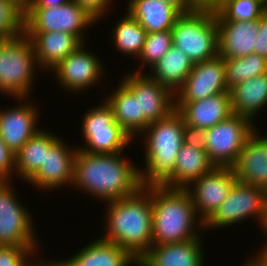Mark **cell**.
<instances>
[{
  "instance_id": "obj_39",
  "label": "cell",
  "mask_w": 267,
  "mask_h": 266,
  "mask_svg": "<svg viewBox=\"0 0 267 266\" xmlns=\"http://www.w3.org/2000/svg\"><path fill=\"white\" fill-rule=\"evenodd\" d=\"M259 32L257 35L254 53L267 58V10L260 16Z\"/></svg>"
},
{
  "instance_id": "obj_17",
  "label": "cell",
  "mask_w": 267,
  "mask_h": 266,
  "mask_svg": "<svg viewBox=\"0 0 267 266\" xmlns=\"http://www.w3.org/2000/svg\"><path fill=\"white\" fill-rule=\"evenodd\" d=\"M32 102L25 101L17 107L0 110V136L6 146L16 153L36 134L38 109Z\"/></svg>"
},
{
  "instance_id": "obj_36",
  "label": "cell",
  "mask_w": 267,
  "mask_h": 266,
  "mask_svg": "<svg viewBox=\"0 0 267 266\" xmlns=\"http://www.w3.org/2000/svg\"><path fill=\"white\" fill-rule=\"evenodd\" d=\"M15 156L0 136V181H10L9 178L12 179L10 176L15 172Z\"/></svg>"
},
{
  "instance_id": "obj_19",
  "label": "cell",
  "mask_w": 267,
  "mask_h": 266,
  "mask_svg": "<svg viewBox=\"0 0 267 266\" xmlns=\"http://www.w3.org/2000/svg\"><path fill=\"white\" fill-rule=\"evenodd\" d=\"M175 109L185 124L203 129H209L234 114L229 91L198 101L175 102Z\"/></svg>"
},
{
  "instance_id": "obj_6",
  "label": "cell",
  "mask_w": 267,
  "mask_h": 266,
  "mask_svg": "<svg viewBox=\"0 0 267 266\" xmlns=\"http://www.w3.org/2000/svg\"><path fill=\"white\" fill-rule=\"evenodd\" d=\"M171 32L173 46L182 50L193 64L218 55V28L214 8H194L181 14Z\"/></svg>"
},
{
  "instance_id": "obj_29",
  "label": "cell",
  "mask_w": 267,
  "mask_h": 266,
  "mask_svg": "<svg viewBox=\"0 0 267 266\" xmlns=\"http://www.w3.org/2000/svg\"><path fill=\"white\" fill-rule=\"evenodd\" d=\"M214 168L205 149L183 143L175 161L174 189H185Z\"/></svg>"
},
{
  "instance_id": "obj_33",
  "label": "cell",
  "mask_w": 267,
  "mask_h": 266,
  "mask_svg": "<svg viewBox=\"0 0 267 266\" xmlns=\"http://www.w3.org/2000/svg\"><path fill=\"white\" fill-rule=\"evenodd\" d=\"M173 45L171 30L147 33L142 51L138 56L141 65L134 73H142L146 63L153 67Z\"/></svg>"
},
{
  "instance_id": "obj_3",
  "label": "cell",
  "mask_w": 267,
  "mask_h": 266,
  "mask_svg": "<svg viewBox=\"0 0 267 266\" xmlns=\"http://www.w3.org/2000/svg\"><path fill=\"white\" fill-rule=\"evenodd\" d=\"M184 125L182 115L175 109L167 117L150 123L141 133L146 144L145 170L139 168L143 188L174 189L175 161L184 143Z\"/></svg>"
},
{
  "instance_id": "obj_9",
  "label": "cell",
  "mask_w": 267,
  "mask_h": 266,
  "mask_svg": "<svg viewBox=\"0 0 267 266\" xmlns=\"http://www.w3.org/2000/svg\"><path fill=\"white\" fill-rule=\"evenodd\" d=\"M94 22L97 21L73 0L62 6L27 8L24 11V33L66 32L82 43H85V29Z\"/></svg>"
},
{
  "instance_id": "obj_12",
  "label": "cell",
  "mask_w": 267,
  "mask_h": 266,
  "mask_svg": "<svg viewBox=\"0 0 267 266\" xmlns=\"http://www.w3.org/2000/svg\"><path fill=\"white\" fill-rule=\"evenodd\" d=\"M122 83L138 99L139 117L147 124L167 117L175 110V95L146 73H127Z\"/></svg>"
},
{
  "instance_id": "obj_14",
  "label": "cell",
  "mask_w": 267,
  "mask_h": 266,
  "mask_svg": "<svg viewBox=\"0 0 267 266\" xmlns=\"http://www.w3.org/2000/svg\"><path fill=\"white\" fill-rule=\"evenodd\" d=\"M229 91L226 85L224 60L219 55L194 63L183 85L176 91L175 102L202 100Z\"/></svg>"
},
{
  "instance_id": "obj_11",
  "label": "cell",
  "mask_w": 267,
  "mask_h": 266,
  "mask_svg": "<svg viewBox=\"0 0 267 266\" xmlns=\"http://www.w3.org/2000/svg\"><path fill=\"white\" fill-rule=\"evenodd\" d=\"M10 181H0V245L38 246L32 218Z\"/></svg>"
},
{
  "instance_id": "obj_32",
  "label": "cell",
  "mask_w": 267,
  "mask_h": 266,
  "mask_svg": "<svg viewBox=\"0 0 267 266\" xmlns=\"http://www.w3.org/2000/svg\"><path fill=\"white\" fill-rule=\"evenodd\" d=\"M223 60L226 73V85L229 89L239 82L267 73V58L255 53L240 58Z\"/></svg>"
},
{
  "instance_id": "obj_47",
  "label": "cell",
  "mask_w": 267,
  "mask_h": 266,
  "mask_svg": "<svg viewBox=\"0 0 267 266\" xmlns=\"http://www.w3.org/2000/svg\"><path fill=\"white\" fill-rule=\"evenodd\" d=\"M41 263H42V264H41ZM39 265H40V266H52V262L49 261V262H45V263H44V262H41V261H40V264H38V266H39Z\"/></svg>"
},
{
  "instance_id": "obj_45",
  "label": "cell",
  "mask_w": 267,
  "mask_h": 266,
  "mask_svg": "<svg viewBox=\"0 0 267 266\" xmlns=\"http://www.w3.org/2000/svg\"><path fill=\"white\" fill-rule=\"evenodd\" d=\"M261 227L264 230V234H266V237H267V211H266L265 218L262 222ZM265 246H267V245L265 244Z\"/></svg>"
},
{
  "instance_id": "obj_25",
  "label": "cell",
  "mask_w": 267,
  "mask_h": 266,
  "mask_svg": "<svg viewBox=\"0 0 267 266\" xmlns=\"http://www.w3.org/2000/svg\"><path fill=\"white\" fill-rule=\"evenodd\" d=\"M229 95L234 114L254 122L255 115L267 105V73L237 83L229 89Z\"/></svg>"
},
{
  "instance_id": "obj_18",
  "label": "cell",
  "mask_w": 267,
  "mask_h": 266,
  "mask_svg": "<svg viewBox=\"0 0 267 266\" xmlns=\"http://www.w3.org/2000/svg\"><path fill=\"white\" fill-rule=\"evenodd\" d=\"M257 130L246 139L232 169L239 182L267 191V135Z\"/></svg>"
},
{
  "instance_id": "obj_24",
  "label": "cell",
  "mask_w": 267,
  "mask_h": 266,
  "mask_svg": "<svg viewBox=\"0 0 267 266\" xmlns=\"http://www.w3.org/2000/svg\"><path fill=\"white\" fill-rule=\"evenodd\" d=\"M127 13L139 22L147 33L172 30L181 13L160 0H128Z\"/></svg>"
},
{
  "instance_id": "obj_23",
  "label": "cell",
  "mask_w": 267,
  "mask_h": 266,
  "mask_svg": "<svg viewBox=\"0 0 267 266\" xmlns=\"http://www.w3.org/2000/svg\"><path fill=\"white\" fill-rule=\"evenodd\" d=\"M25 34L32 42L39 68L47 69V71L53 70L62 60L83 44L76 36L66 32Z\"/></svg>"
},
{
  "instance_id": "obj_20",
  "label": "cell",
  "mask_w": 267,
  "mask_h": 266,
  "mask_svg": "<svg viewBox=\"0 0 267 266\" xmlns=\"http://www.w3.org/2000/svg\"><path fill=\"white\" fill-rule=\"evenodd\" d=\"M218 55L223 59L240 58L254 53L259 32L258 20L216 21Z\"/></svg>"
},
{
  "instance_id": "obj_35",
  "label": "cell",
  "mask_w": 267,
  "mask_h": 266,
  "mask_svg": "<svg viewBox=\"0 0 267 266\" xmlns=\"http://www.w3.org/2000/svg\"><path fill=\"white\" fill-rule=\"evenodd\" d=\"M38 246L0 245V266H38L32 263ZM36 250V251H35ZM29 260V261H28Z\"/></svg>"
},
{
  "instance_id": "obj_26",
  "label": "cell",
  "mask_w": 267,
  "mask_h": 266,
  "mask_svg": "<svg viewBox=\"0 0 267 266\" xmlns=\"http://www.w3.org/2000/svg\"><path fill=\"white\" fill-rule=\"evenodd\" d=\"M47 130H39L16 153L15 171L18 177L28 181L44 165L46 152L60 139Z\"/></svg>"
},
{
  "instance_id": "obj_31",
  "label": "cell",
  "mask_w": 267,
  "mask_h": 266,
  "mask_svg": "<svg viewBox=\"0 0 267 266\" xmlns=\"http://www.w3.org/2000/svg\"><path fill=\"white\" fill-rule=\"evenodd\" d=\"M266 10L264 0H219L214 7L216 21L259 20Z\"/></svg>"
},
{
  "instance_id": "obj_48",
  "label": "cell",
  "mask_w": 267,
  "mask_h": 266,
  "mask_svg": "<svg viewBox=\"0 0 267 266\" xmlns=\"http://www.w3.org/2000/svg\"><path fill=\"white\" fill-rule=\"evenodd\" d=\"M133 266L135 265H137V266H145L140 260H136L133 264H132Z\"/></svg>"
},
{
  "instance_id": "obj_22",
  "label": "cell",
  "mask_w": 267,
  "mask_h": 266,
  "mask_svg": "<svg viewBox=\"0 0 267 266\" xmlns=\"http://www.w3.org/2000/svg\"><path fill=\"white\" fill-rule=\"evenodd\" d=\"M202 239L152 245L139 259L145 266H203Z\"/></svg>"
},
{
  "instance_id": "obj_42",
  "label": "cell",
  "mask_w": 267,
  "mask_h": 266,
  "mask_svg": "<svg viewBox=\"0 0 267 266\" xmlns=\"http://www.w3.org/2000/svg\"><path fill=\"white\" fill-rule=\"evenodd\" d=\"M195 8H214L219 0H189Z\"/></svg>"
},
{
  "instance_id": "obj_41",
  "label": "cell",
  "mask_w": 267,
  "mask_h": 266,
  "mask_svg": "<svg viewBox=\"0 0 267 266\" xmlns=\"http://www.w3.org/2000/svg\"><path fill=\"white\" fill-rule=\"evenodd\" d=\"M70 0H32L28 8L57 7L67 4Z\"/></svg>"
},
{
  "instance_id": "obj_15",
  "label": "cell",
  "mask_w": 267,
  "mask_h": 266,
  "mask_svg": "<svg viewBox=\"0 0 267 266\" xmlns=\"http://www.w3.org/2000/svg\"><path fill=\"white\" fill-rule=\"evenodd\" d=\"M84 45L86 44L80 45L52 70L56 74L58 84L70 92L81 93L90 86L94 87L102 79L101 62Z\"/></svg>"
},
{
  "instance_id": "obj_43",
  "label": "cell",
  "mask_w": 267,
  "mask_h": 266,
  "mask_svg": "<svg viewBox=\"0 0 267 266\" xmlns=\"http://www.w3.org/2000/svg\"><path fill=\"white\" fill-rule=\"evenodd\" d=\"M259 253L256 254V258L254 257L252 260L258 265V266H267V246L263 248V250L258 251Z\"/></svg>"
},
{
  "instance_id": "obj_10",
  "label": "cell",
  "mask_w": 267,
  "mask_h": 266,
  "mask_svg": "<svg viewBox=\"0 0 267 266\" xmlns=\"http://www.w3.org/2000/svg\"><path fill=\"white\" fill-rule=\"evenodd\" d=\"M256 130L254 122L245 116L233 114L224 121L206 129L205 150L215 167H232L246 139Z\"/></svg>"
},
{
  "instance_id": "obj_21",
  "label": "cell",
  "mask_w": 267,
  "mask_h": 266,
  "mask_svg": "<svg viewBox=\"0 0 267 266\" xmlns=\"http://www.w3.org/2000/svg\"><path fill=\"white\" fill-rule=\"evenodd\" d=\"M135 261L126 249L99 237L74 256L51 262L52 266H132Z\"/></svg>"
},
{
  "instance_id": "obj_7",
  "label": "cell",
  "mask_w": 267,
  "mask_h": 266,
  "mask_svg": "<svg viewBox=\"0 0 267 266\" xmlns=\"http://www.w3.org/2000/svg\"><path fill=\"white\" fill-rule=\"evenodd\" d=\"M86 112L81 123L86 147L84 145L79 150L93 154H116L132 142L129 134L114 120V113L105 100Z\"/></svg>"
},
{
  "instance_id": "obj_13",
  "label": "cell",
  "mask_w": 267,
  "mask_h": 266,
  "mask_svg": "<svg viewBox=\"0 0 267 266\" xmlns=\"http://www.w3.org/2000/svg\"><path fill=\"white\" fill-rule=\"evenodd\" d=\"M236 181L232 167H215L184 189L189 194L199 219L205 222L217 210Z\"/></svg>"
},
{
  "instance_id": "obj_16",
  "label": "cell",
  "mask_w": 267,
  "mask_h": 266,
  "mask_svg": "<svg viewBox=\"0 0 267 266\" xmlns=\"http://www.w3.org/2000/svg\"><path fill=\"white\" fill-rule=\"evenodd\" d=\"M65 141L59 139L46 152L44 165L27 181L38 190H52L65 184H72L74 179V159L77 154V148L69 149Z\"/></svg>"
},
{
  "instance_id": "obj_34",
  "label": "cell",
  "mask_w": 267,
  "mask_h": 266,
  "mask_svg": "<svg viewBox=\"0 0 267 266\" xmlns=\"http://www.w3.org/2000/svg\"><path fill=\"white\" fill-rule=\"evenodd\" d=\"M24 33V11L11 0H0V39Z\"/></svg>"
},
{
  "instance_id": "obj_37",
  "label": "cell",
  "mask_w": 267,
  "mask_h": 266,
  "mask_svg": "<svg viewBox=\"0 0 267 266\" xmlns=\"http://www.w3.org/2000/svg\"><path fill=\"white\" fill-rule=\"evenodd\" d=\"M84 11H86L96 21H100L105 14L109 11V6L113 0H73ZM108 10V11H107ZM107 12V13H106Z\"/></svg>"
},
{
  "instance_id": "obj_27",
  "label": "cell",
  "mask_w": 267,
  "mask_h": 266,
  "mask_svg": "<svg viewBox=\"0 0 267 266\" xmlns=\"http://www.w3.org/2000/svg\"><path fill=\"white\" fill-rule=\"evenodd\" d=\"M193 67L192 61L180 49L171 46L160 60L150 68L148 76L169 88L174 94L183 85Z\"/></svg>"
},
{
  "instance_id": "obj_40",
  "label": "cell",
  "mask_w": 267,
  "mask_h": 266,
  "mask_svg": "<svg viewBox=\"0 0 267 266\" xmlns=\"http://www.w3.org/2000/svg\"><path fill=\"white\" fill-rule=\"evenodd\" d=\"M175 7L181 14L192 11L195 7L189 0H160Z\"/></svg>"
},
{
  "instance_id": "obj_44",
  "label": "cell",
  "mask_w": 267,
  "mask_h": 266,
  "mask_svg": "<svg viewBox=\"0 0 267 266\" xmlns=\"http://www.w3.org/2000/svg\"><path fill=\"white\" fill-rule=\"evenodd\" d=\"M11 1H13L17 6H19L23 11H25L31 4L32 0H11Z\"/></svg>"
},
{
  "instance_id": "obj_28",
  "label": "cell",
  "mask_w": 267,
  "mask_h": 266,
  "mask_svg": "<svg viewBox=\"0 0 267 266\" xmlns=\"http://www.w3.org/2000/svg\"><path fill=\"white\" fill-rule=\"evenodd\" d=\"M108 96L104 100L112 109L114 120L132 139L135 135L139 136L148 125L139 117L138 99L135 95L121 82Z\"/></svg>"
},
{
  "instance_id": "obj_5",
  "label": "cell",
  "mask_w": 267,
  "mask_h": 266,
  "mask_svg": "<svg viewBox=\"0 0 267 266\" xmlns=\"http://www.w3.org/2000/svg\"><path fill=\"white\" fill-rule=\"evenodd\" d=\"M38 65L30 38L25 34L0 39V92L25 101ZM25 99V100H24Z\"/></svg>"
},
{
  "instance_id": "obj_2",
  "label": "cell",
  "mask_w": 267,
  "mask_h": 266,
  "mask_svg": "<svg viewBox=\"0 0 267 266\" xmlns=\"http://www.w3.org/2000/svg\"><path fill=\"white\" fill-rule=\"evenodd\" d=\"M105 203L106 230L101 238L139 260L153 245L151 187H141L134 195Z\"/></svg>"
},
{
  "instance_id": "obj_8",
  "label": "cell",
  "mask_w": 267,
  "mask_h": 266,
  "mask_svg": "<svg viewBox=\"0 0 267 266\" xmlns=\"http://www.w3.org/2000/svg\"><path fill=\"white\" fill-rule=\"evenodd\" d=\"M267 211V191L238 180L233 184L228 197L217 210L204 222V228L229 227L242 220L253 217L259 226Z\"/></svg>"
},
{
  "instance_id": "obj_38",
  "label": "cell",
  "mask_w": 267,
  "mask_h": 266,
  "mask_svg": "<svg viewBox=\"0 0 267 266\" xmlns=\"http://www.w3.org/2000/svg\"><path fill=\"white\" fill-rule=\"evenodd\" d=\"M184 143L194 148L206 147V129L196 128L190 125H184Z\"/></svg>"
},
{
  "instance_id": "obj_4",
  "label": "cell",
  "mask_w": 267,
  "mask_h": 266,
  "mask_svg": "<svg viewBox=\"0 0 267 266\" xmlns=\"http://www.w3.org/2000/svg\"><path fill=\"white\" fill-rule=\"evenodd\" d=\"M151 201L153 245L201 238L199 229H204V222L197 217L191 198L184 189L151 187Z\"/></svg>"
},
{
  "instance_id": "obj_46",
  "label": "cell",
  "mask_w": 267,
  "mask_h": 266,
  "mask_svg": "<svg viewBox=\"0 0 267 266\" xmlns=\"http://www.w3.org/2000/svg\"><path fill=\"white\" fill-rule=\"evenodd\" d=\"M243 266H258L252 259L248 260Z\"/></svg>"
},
{
  "instance_id": "obj_1",
  "label": "cell",
  "mask_w": 267,
  "mask_h": 266,
  "mask_svg": "<svg viewBox=\"0 0 267 266\" xmlns=\"http://www.w3.org/2000/svg\"><path fill=\"white\" fill-rule=\"evenodd\" d=\"M121 153L93 154L78 149L74 159L73 187L104 203L134 195L142 187L139 168L122 158Z\"/></svg>"
},
{
  "instance_id": "obj_30",
  "label": "cell",
  "mask_w": 267,
  "mask_h": 266,
  "mask_svg": "<svg viewBox=\"0 0 267 266\" xmlns=\"http://www.w3.org/2000/svg\"><path fill=\"white\" fill-rule=\"evenodd\" d=\"M115 26L113 30L114 46L126 56L135 55L138 58L145 43L147 32L129 13H126Z\"/></svg>"
}]
</instances>
